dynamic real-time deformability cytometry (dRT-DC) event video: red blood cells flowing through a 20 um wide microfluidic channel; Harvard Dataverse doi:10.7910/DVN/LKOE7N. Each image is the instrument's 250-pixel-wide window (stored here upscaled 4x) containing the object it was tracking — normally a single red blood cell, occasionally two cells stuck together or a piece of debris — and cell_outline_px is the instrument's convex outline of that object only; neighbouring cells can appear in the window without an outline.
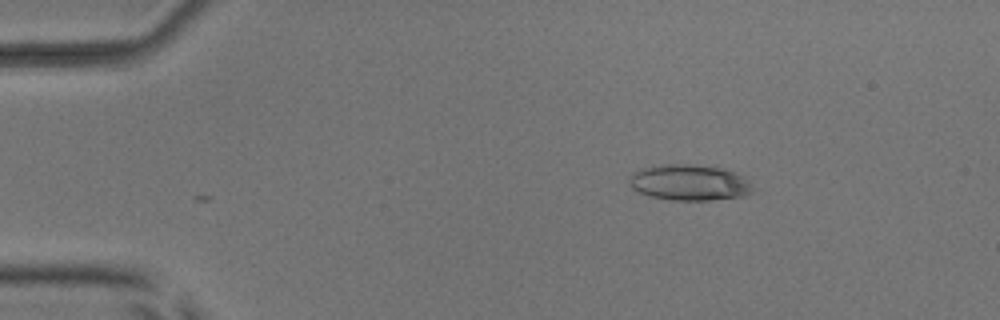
{"species": "common noctule bat (a hibernating species)", "species_latin": "Nyctalus noctula", "temperature_condition": "room temperature", "stored_images_in_passage": 39, "camera_frame_rate_fps": 3000, "um_per_image_px": 0.085, "animal": {"sex": "male", "body_mass_g": 17.9, "forearm_length_mm": 54.2}, "frame": {"image": 1, "passage_image": 1, "time_ms": 0.0, "image_size_px": [1000, 320], "cell_outline_px": [[752, 192], [740, 196], [708, 200], [668, 200], [648, 196], [632, 188], [628, 184], [628, 180], [632, 172], [660, 164], [692, 164], [720, 168], [744, 176], [752, 188]], "centroid_in_image_um": [58.53, 15.52], "position_along_channel_um": 26.5, "area_um2": 25.66}}
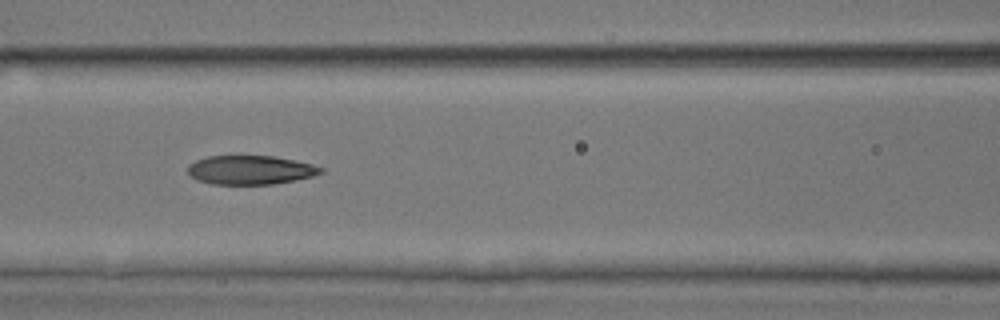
{"frame": {"image": 2, "passage_image": 16, "time_ms": 5.0, "image_size_px": [1000, 320], "cell_outline_px": [[324, 172], [312, 176], [272, 184], [212, 184], [196, 180], [188, 172], [188, 164], [196, 160], [208, 156], [272, 156], [312, 164], [324, 168]], "centroid_in_image_um": [21.25, 14.44], "position_along_channel_um": 145.3, "area_um2": 22.25}}
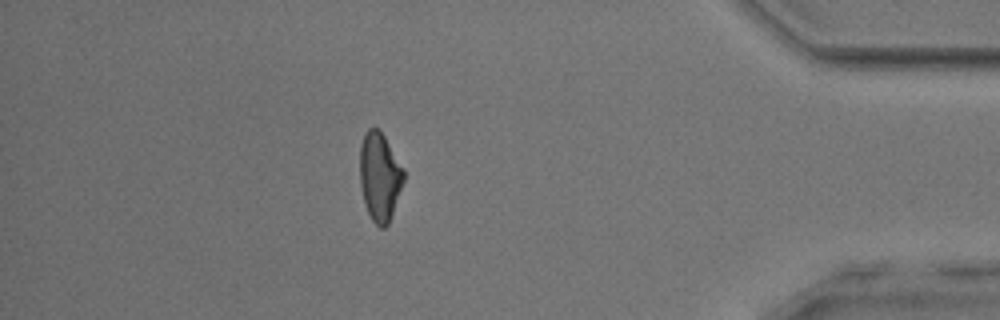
{"frame": {"image": 3, "passage_image": 39, "time_ms": 12.667, "image_size_px": [1000, 320], "cell_outline_px": [[404, 180], [388, 224], [384, 228], [380, 228], [372, 220], [364, 204], [360, 184], [360, 144], [364, 132], [368, 128], [380, 128], [404, 168]], "centroid_in_image_um": [32.26, 14.97], "position_along_channel_um": 402.9, "area_um2": 22.77}, "authors_computed_cell_mechanics": {"area_um2": 23.3512, "velocity_mm_per_s": 3.8816, "shape_relaxation_time_tau1_ms": 4.3518, "shape_relaxation_time_tau2_ms": 3.4243, "deformation_change_tau1": 0.1611, "deformation_change_tau2": 0.1149}}